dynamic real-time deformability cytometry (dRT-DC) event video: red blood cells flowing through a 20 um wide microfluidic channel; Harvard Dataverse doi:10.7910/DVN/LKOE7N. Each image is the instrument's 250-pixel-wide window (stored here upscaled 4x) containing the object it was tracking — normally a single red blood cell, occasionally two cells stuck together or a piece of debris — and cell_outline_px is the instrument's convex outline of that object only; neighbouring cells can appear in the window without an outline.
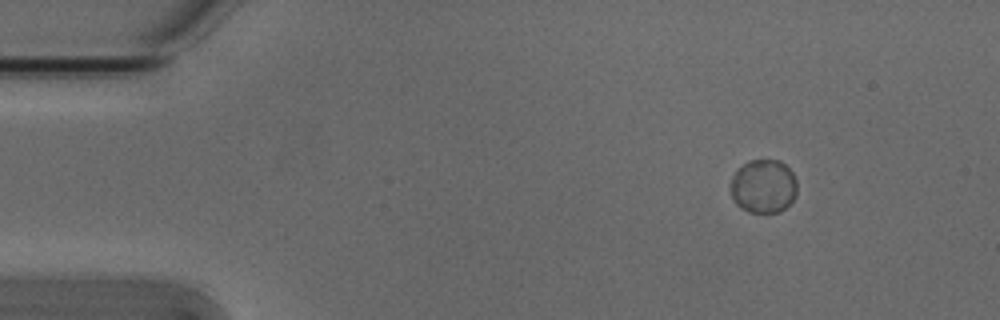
{"species": "Egyptian fruit bat (a non-hibernating species)", "species_latin": "Rousettus aegyptiacus", "temperature_condition": "cold", "stored_images_in_passage": 43, "camera_frame_rate_fps": 3000, "um_per_image_px": 0.085, "animal": {"sex": "male"}, "frame": {"image": 1, "passage_image": 2, "time_ms": 0.333, "image_size_px": [1000, 320], "cell_outline_px": [[796, 196], [784, 208], [776, 212], [748, 212], [740, 208], [736, 204], [732, 196], [732, 176], [748, 160], [780, 160], [792, 172], [796, 180]], "centroid_in_image_um": [64.9, 15.83], "position_along_channel_um": 20.1, "area_um2": 20.52}}
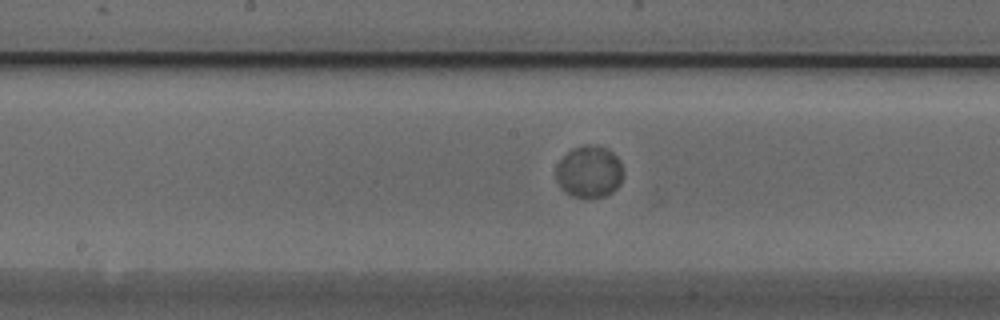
{"frame": {"image": 2, "passage_image": 23, "time_ms": 7.333, "image_size_px": [1000, 320], "cell_outline_px": [[624, 176], [620, 184], [612, 192], [604, 196], [572, 196], [564, 192], [556, 176], [556, 168], [560, 160], [572, 148], [604, 148], [612, 152], [616, 156], [620, 164]], "centroid_in_image_um": [50.09, 14.64], "position_along_channel_um": 198.1, "area_um2": 19.48}}
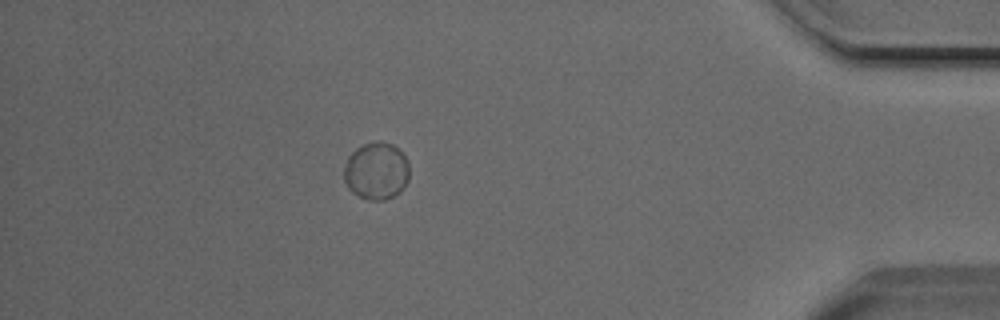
{"frame": {"image": 3, "passage_image": 43, "time_ms": 14.0, "image_size_px": [1000, 320], "cell_outline_px": [[408, 180], [400, 192], [384, 200], [368, 200], [352, 192], [348, 188], [344, 180], [344, 168], [348, 156], [356, 148], [364, 144], [380, 140], [392, 144], [404, 156], [408, 164]], "centroid_in_image_um": [31.97, 14.53], "position_along_channel_um": 403.2, "area_um2": 21.73}}